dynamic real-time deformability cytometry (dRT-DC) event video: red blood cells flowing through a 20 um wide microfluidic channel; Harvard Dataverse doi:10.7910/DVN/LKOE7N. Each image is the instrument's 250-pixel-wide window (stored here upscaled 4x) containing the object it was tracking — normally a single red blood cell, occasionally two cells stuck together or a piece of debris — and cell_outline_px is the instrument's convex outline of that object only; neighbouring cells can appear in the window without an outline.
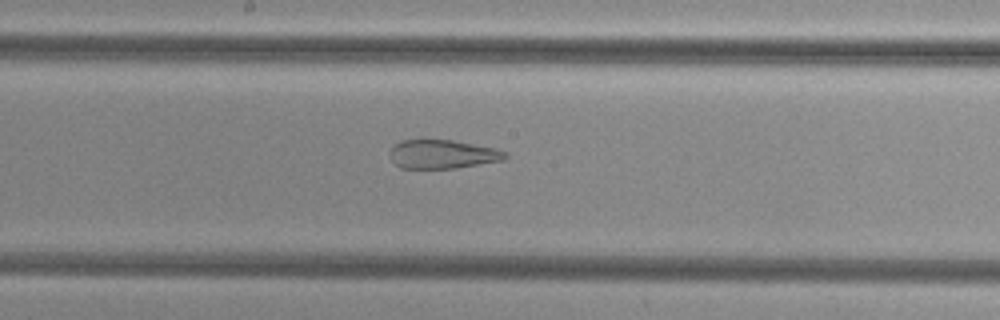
{"species": "common noctule bat (a hibernating species)", "species_latin": "Nyctalus noctula", "temperature_condition": "cold", "stored_images_in_passage": 27, "camera_frame_rate_fps": 3000, "um_per_image_px": 0.085, "animal": {"sex": "female", "body_mass_g": 29.2, "forearm_length_mm": 56.3}, "frame": {"image": 1, "passage_image": 12, "time_ms": 3.667, "image_size_px": [1000, 320], "cell_outline_px": [[508, 156], [504, 160], [456, 168], [400, 168], [392, 160], [388, 152], [400, 140], [424, 136], [452, 140], [496, 148], [508, 152]], "centroid_in_image_um": [37.58, 13.06], "position_along_channel_um": 210.6, "area_um2": 20.11}}
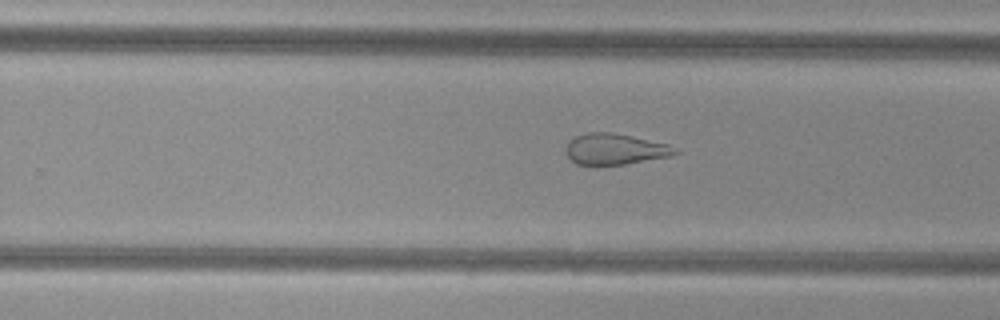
{"frame": {"image": 2, "passage_image": 17, "time_ms": 5.333, "image_size_px": [1000, 320], "cell_outline_px": [[680, 152], [672, 156], [624, 164], [576, 164], [568, 156], [568, 140], [576, 136], [588, 132], [612, 132], [632, 136], [668, 144], [680, 148]], "centroid_in_image_um": [52.35, 12.66], "position_along_channel_um": 277.4, "area_um2": 19.59}}
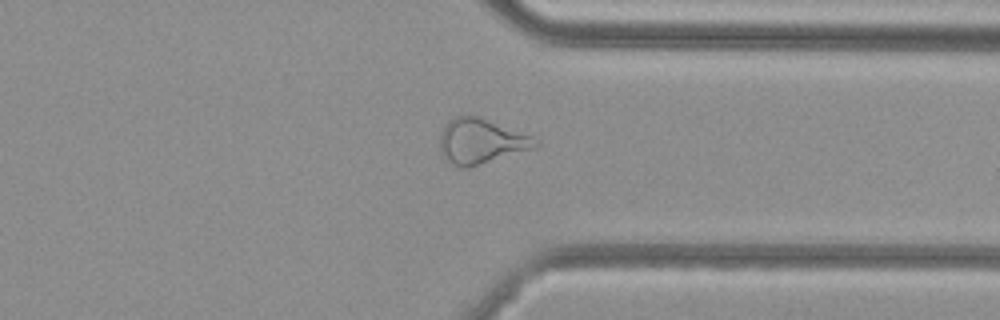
{"frame": {"image": 3, "passage_image": 24, "time_ms": 7.667, "image_size_px": [1000, 320], "cell_outline_px": [[540, 144], [536, 148], [464, 168], [460, 168], [452, 164], [448, 160], [440, 148], [440, 132], [456, 116], [480, 116], [532, 136], [540, 140]], "centroid_in_image_um": [40.94, 12.0], "position_along_channel_um": 370.5, "area_um2": 24.68}}